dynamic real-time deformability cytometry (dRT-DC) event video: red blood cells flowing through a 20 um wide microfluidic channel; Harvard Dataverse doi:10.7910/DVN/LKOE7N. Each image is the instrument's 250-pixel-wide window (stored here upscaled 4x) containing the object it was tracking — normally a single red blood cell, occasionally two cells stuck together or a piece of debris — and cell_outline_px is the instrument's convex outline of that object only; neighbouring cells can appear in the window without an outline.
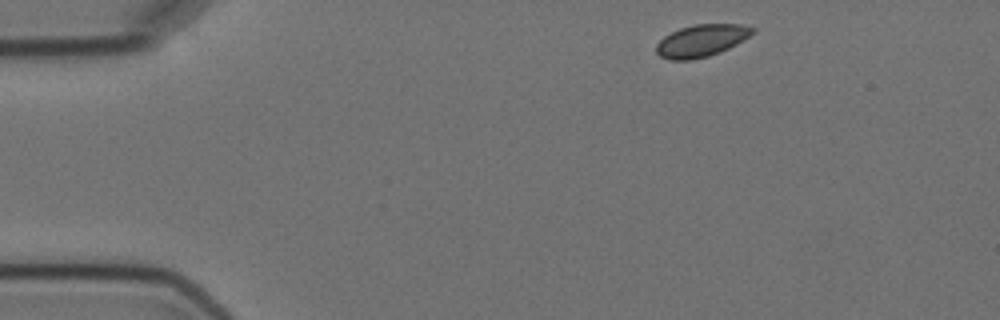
{"species": "Egyptian fruit bat (a non-hibernating species)", "species_latin": "Rousettus aegyptiacus", "temperature_condition": "cold", "stored_images_in_passage": 3, "camera_frame_rate_fps": 3000, "um_per_image_px": 0.085, "animal": {"sex": "female"}, "frame": {"image": 1, "passage_image": 1, "time_ms": 0.0, "image_size_px": [1000, 320], "cell_outline_px": [[756, 32], [736, 44], [720, 52], [708, 56], [692, 60], [668, 60], [660, 56], [656, 52], [656, 44], [664, 36], [680, 28], [696, 24], [744, 24], [756, 28]], "centroid_in_image_um": [59.64, 3.45], "position_along_channel_um": 25.4, "area_um2": 18.15}}
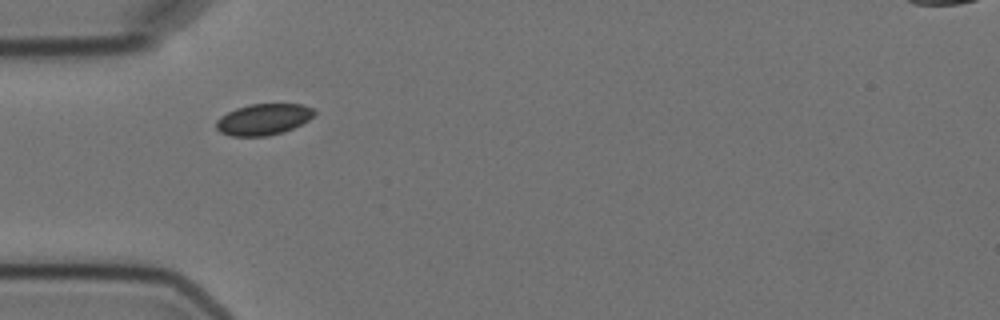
{"frame": {"image": 2, "passage_image": 3, "time_ms": 3.0, "image_size_px": [1000, 320], "cell_outline_px": [[316, 112], [308, 120], [284, 132], [268, 136], [232, 136], [220, 132], [216, 128], [216, 120], [220, 116], [236, 108], [252, 104], [304, 104], [316, 108]], "centroid_in_image_um": [22.4, 10.14], "position_along_channel_um": 62.6, "area_um2": 17.92}}